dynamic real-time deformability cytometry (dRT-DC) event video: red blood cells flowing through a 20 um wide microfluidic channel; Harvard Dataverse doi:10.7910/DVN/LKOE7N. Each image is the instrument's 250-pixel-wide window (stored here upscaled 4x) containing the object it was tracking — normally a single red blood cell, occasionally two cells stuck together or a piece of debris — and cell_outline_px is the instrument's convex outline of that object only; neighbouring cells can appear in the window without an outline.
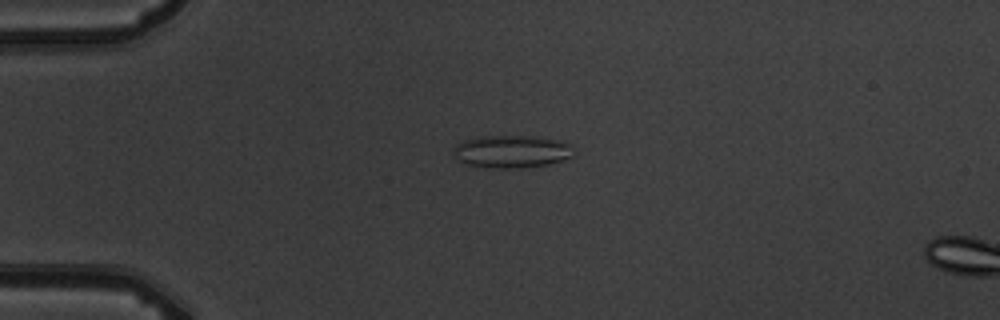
{"species": "common noctule bat (a hibernating species)", "species_latin": "Nyctalus noctula", "temperature_condition": "warm", "stored_images_in_passage": 4, "camera_frame_rate_fps": 3000, "um_per_image_px": 0.085, "animal": {"sex": "male", "body_mass_g": 19.5, "forearm_length_mm": 54.6}, "frame": {"image": 1, "passage_image": 3, "time_ms": 2.333, "image_size_px": [1000, 320], "cell_outline_px": [[572, 156], [564, 160], [548, 164], [520, 168], [488, 168], [468, 164], [460, 160], [452, 152], [456, 144], [464, 140], [480, 136], [536, 136], [564, 140], [572, 144]], "centroid_in_image_um": [43.53, 12.86], "position_along_channel_um": 41.5, "area_um2": 23.06}}